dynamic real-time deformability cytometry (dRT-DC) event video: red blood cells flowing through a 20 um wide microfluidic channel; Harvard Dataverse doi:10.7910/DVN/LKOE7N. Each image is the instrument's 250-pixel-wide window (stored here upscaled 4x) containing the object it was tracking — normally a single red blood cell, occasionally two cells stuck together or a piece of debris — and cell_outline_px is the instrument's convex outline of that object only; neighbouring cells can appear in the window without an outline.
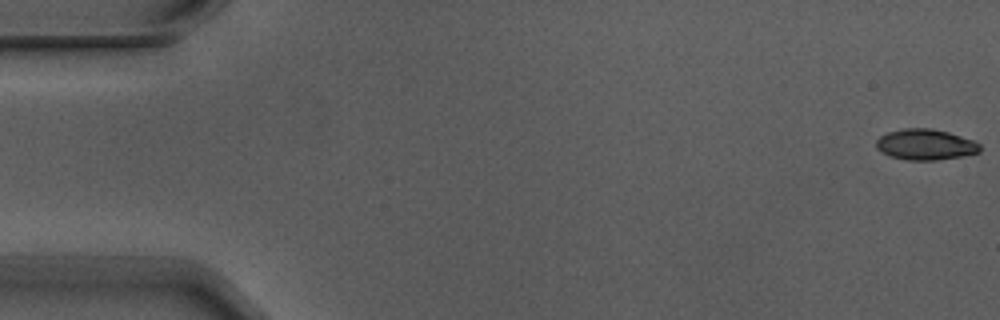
{"species": "Egyptian fruit bat (a non-hibernating species)", "species_latin": "Rousettus aegyptiacus", "temperature_condition": "warm", "stored_images_in_passage": 6, "camera_frame_rate_fps": 3000, "um_per_image_px": 0.085, "animal": {"sex": "male"}, "frame": {"image": 1, "passage_image": 1, "time_ms": 0.0, "image_size_px": [1000, 320], "cell_outline_px": [[980, 152], [964, 156], [936, 160], [908, 160], [888, 156], [876, 148], [876, 140], [880, 136], [888, 132], [904, 128], [932, 128], [948, 132], [976, 140], [980, 144]], "centroid_in_image_um": [78.68, 12.28], "position_along_channel_um": 6.3, "area_um2": 18.84}}